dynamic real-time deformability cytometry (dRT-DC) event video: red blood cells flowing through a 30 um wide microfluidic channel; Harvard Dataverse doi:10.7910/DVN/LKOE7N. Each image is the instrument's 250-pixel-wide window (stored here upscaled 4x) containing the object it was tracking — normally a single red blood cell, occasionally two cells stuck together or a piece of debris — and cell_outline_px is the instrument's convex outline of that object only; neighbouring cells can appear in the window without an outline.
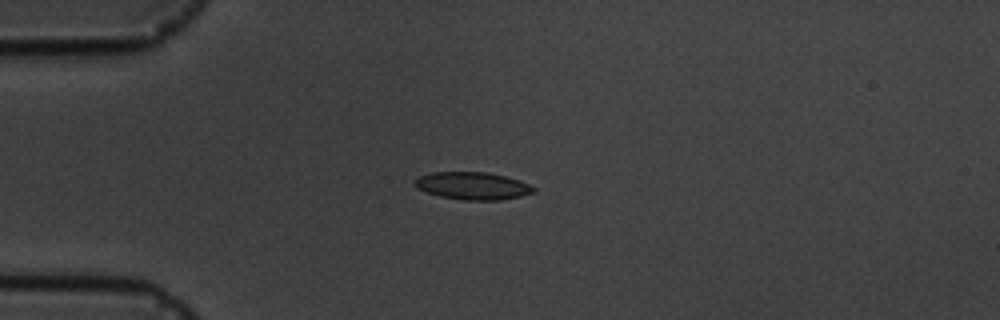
{"species": "common noctule bat (a hibernating species)", "species_latin": "Nyctalus noctula", "temperature_condition": "cold", "stored_images_in_passage": 4, "camera_frame_rate_fps": 3000, "um_per_image_px": 0.085, "animal": {"sex": "male", "body_mass_g": 19.5, "forearm_length_mm": 54.6}, "frame": {"image": 1, "passage_image": 4, "time_ms": 3.333, "image_size_px": [1000, 320], "cell_outline_px": [[536, 192], [520, 196], [500, 200], [464, 200], [440, 196], [428, 192], [420, 188], [416, 184], [416, 180], [420, 176], [432, 172], [488, 172], [520, 180], [536, 188]], "centroid_in_image_um": [40.25, 15.79], "position_along_channel_um": 44.8, "area_um2": 18.79}}